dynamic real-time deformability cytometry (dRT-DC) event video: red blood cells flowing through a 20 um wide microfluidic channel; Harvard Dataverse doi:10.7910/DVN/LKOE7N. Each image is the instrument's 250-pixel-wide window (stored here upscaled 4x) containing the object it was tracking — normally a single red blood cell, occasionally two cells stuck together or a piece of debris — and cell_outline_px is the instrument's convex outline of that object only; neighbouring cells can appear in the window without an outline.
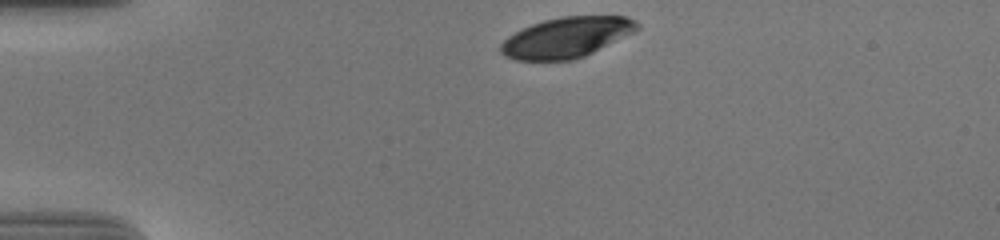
{"species": "human", "species_latin": "Homo sapiens", "temperature_condition": "cold", "stored_images_in_passage": 35, "camera_frame_rate_fps": 3000, "um_per_image_px": 0.085, "donor": {"sex": "male"}, "frame": {"image": 1, "passage_image": 1, "time_ms": 0.0, "image_size_px": [1000, 240], "cell_outline_px": [[640, 28], [584, 56], [572, 60], [516, 60], [504, 56], [500, 52], [500, 44], [508, 36], [532, 24], [544, 20], [560, 16], [628, 16], [636, 20], [640, 24]], "centroid_in_image_um": [48.14, 3.17], "position_along_channel_um": 36.9, "area_um2": 31.85}}
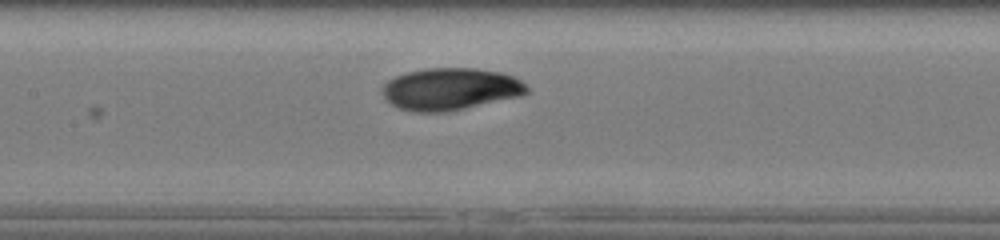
{"frame": {"image": 2, "passage_image": 16, "time_ms": 5.0, "image_size_px": [1000, 240], "cell_outline_px": [[528, 92], [520, 96], [464, 108], [444, 112], [416, 112], [396, 108], [384, 100], [380, 92], [380, 88], [388, 80], [396, 76], [408, 72], [424, 68], [476, 68], [500, 72], [512, 76], [520, 80], [528, 88]], "centroid_in_image_um": [38.21, 7.57], "position_along_channel_um": 169.2, "area_um2": 35.6}}
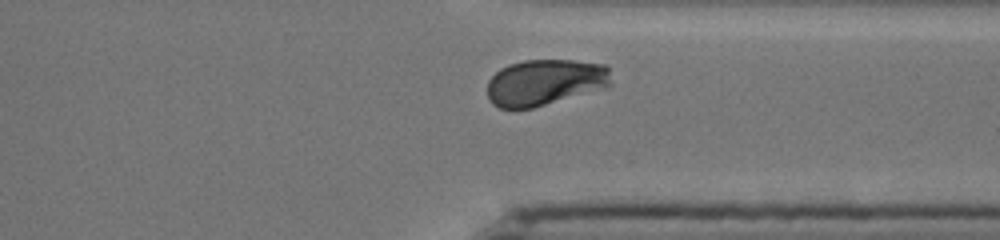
{"frame": {"image": 3, "passage_image": 32, "time_ms": 10.333, "image_size_px": [1000, 240], "cell_outline_px": [[612, 84], [604, 88], [532, 108], [500, 108], [492, 104], [488, 100], [488, 80], [500, 68], [508, 64], [524, 60], [572, 60], [604, 64], [608, 68]], "centroid_in_image_um": [46.3, 6.99], "position_along_channel_um": 365.1, "area_um2": 33.35}, "authors_computed_cell_mechanics": {"area_um2": 35.2002, "velocity_mm_per_s": 3.675, "shape_relaxation_time_tau1_ms": 3.3433, "shape_relaxation_time_tau2_ms": 1.6296, "deformation_change_tau1": 0.137, "deformation_change_tau2": 0.042}}